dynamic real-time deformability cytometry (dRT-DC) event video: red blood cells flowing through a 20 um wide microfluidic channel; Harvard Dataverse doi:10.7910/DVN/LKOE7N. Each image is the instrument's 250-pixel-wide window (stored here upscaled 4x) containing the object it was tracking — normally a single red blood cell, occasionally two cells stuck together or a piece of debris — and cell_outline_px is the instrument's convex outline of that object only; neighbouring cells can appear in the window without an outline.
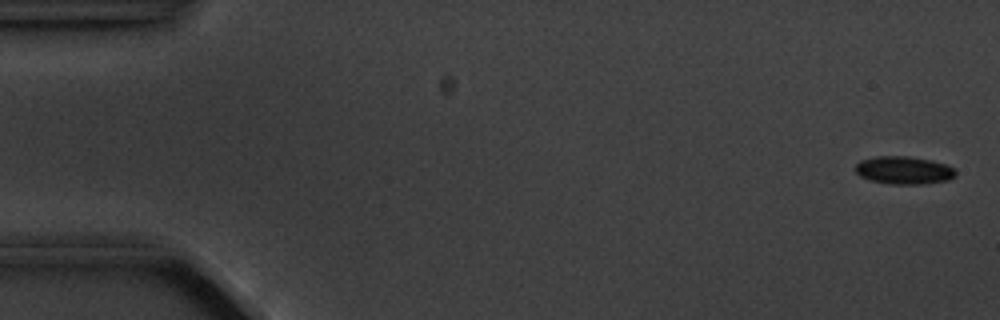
{"species": "common noctule bat (a hibernating species)", "species_latin": "Nyctalus noctula", "temperature_condition": "cold", "stored_images_in_passage": 4, "camera_frame_rate_fps": 3000, "um_per_image_px": 0.085, "animal": {"sex": "male", "body_mass_g": 20.1, "forearm_length_mm": 53.5}, "frame": {"image": 1, "passage_image": 1, "time_ms": 0.0, "image_size_px": [1000, 320], "cell_outline_px": [[956, 176], [948, 180], [924, 184], [892, 184], [868, 180], [860, 176], [856, 172], [856, 164], [860, 160], [876, 156], [908, 156], [932, 160], [956, 168]], "centroid_in_image_um": [76.84, 14.47], "position_along_channel_um": 8.2, "area_um2": 16.42}}